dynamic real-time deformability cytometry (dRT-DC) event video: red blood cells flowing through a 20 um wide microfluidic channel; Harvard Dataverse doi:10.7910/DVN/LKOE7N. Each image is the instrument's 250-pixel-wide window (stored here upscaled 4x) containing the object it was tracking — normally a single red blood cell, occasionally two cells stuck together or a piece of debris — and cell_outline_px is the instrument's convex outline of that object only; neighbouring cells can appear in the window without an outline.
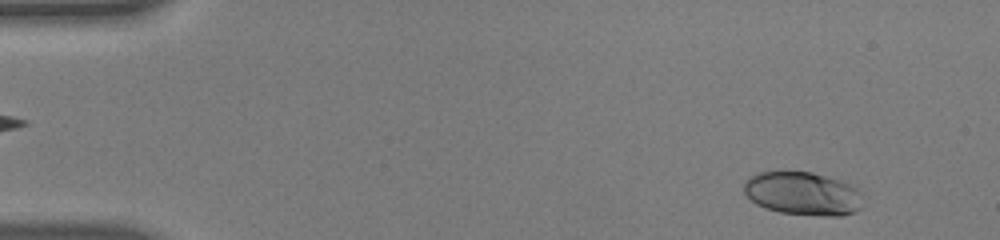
{"species": "human", "species_latin": "Homo sapiens", "temperature_condition": "warm", "stored_images_in_passage": 54, "camera_frame_rate_fps": 3000, "um_per_image_px": 0.085, "donor": {"sex": "male"}, "frame": {"image": 1, "passage_image": 4, "time_ms": 1.0, "image_size_px": [1000, 240], "cell_outline_px": [[864, 192], [860, 208], [856, 212], [840, 216], [820, 216], [780, 212], [764, 208], [756, 204], [744, 192], [744, 184], [752, 176], [760, 172], [812, 172], [840, 180], [852, 184]], "centroid_in_image_um": [68.31, 16.47], "position_along_channel_um": 16.7, "area_um2": 30.23}}
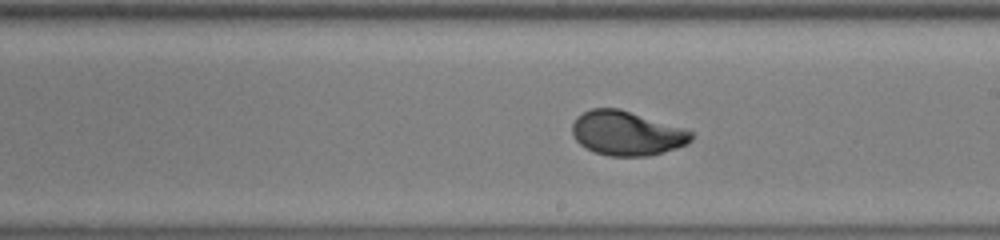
{"frame": {"image": 2, "passage_image": 31, "time_ms": 10.0, "image_size_px": [1000, 240], "cell_outline_px": [[692, 140], [688, 144], [664, 152], [648, 156], [608, 156], [584, 148], [576, 140], [572, 132], [572, 124], [576, 116], [592, 108], [620, 108], [688, 128], [692, 132]], "centroid_in_image_um": [53.3, 11.31], "position_along_channel_um": 235.7, "area_um2": 31.27}}
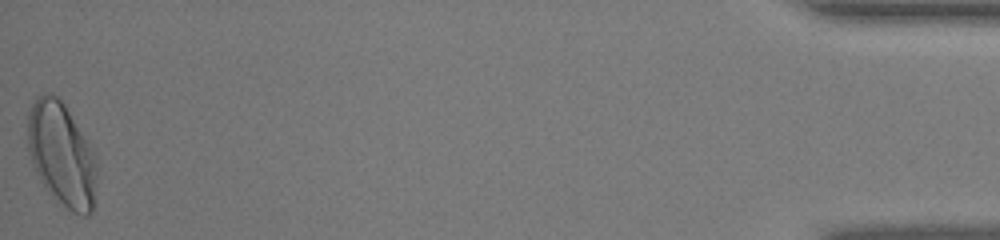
{"frame": {"image": 3, "passage_image": 54, "time_ms": 17.667, "image_size_px": [1000, 240], "cell_outline_px": [[96, 172], [92, 212], [88, 216], [84, 216], [72, 212], [56, 204], [40, 180], [32, 164], [28, 152], [28, 112], [36, 96], [44, 92], [48, 92], [60, 96], [88, 144], [96, 160]], "centroid_in_image_um": [5.2, 13.14], "position_along_channel_um": 430.0, "area_um2": 41.96}, "authors_computed_cell_mechanics": {"area_um2": 30.4028, "velocity_mm_per_s": 3.7807, "shape_relaxation_time_tau1_ms": 3.3747, "shape_relaxation_time_tau2_ms": null, "deformation_change_tau1": 0.192, "deformation_change_tau2": null}}